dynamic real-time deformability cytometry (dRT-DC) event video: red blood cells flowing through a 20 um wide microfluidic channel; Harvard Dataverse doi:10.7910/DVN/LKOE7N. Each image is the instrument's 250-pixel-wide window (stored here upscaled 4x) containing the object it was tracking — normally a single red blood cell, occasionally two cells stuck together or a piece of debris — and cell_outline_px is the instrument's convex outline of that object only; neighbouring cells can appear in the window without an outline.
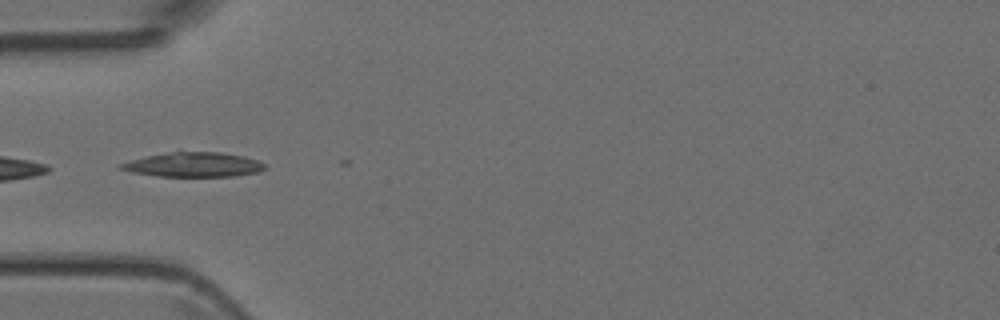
{"species": "Egyptian fruit bat (a non-hibernating species)", "species_latin": "Rousettus aegyptiacus", "temperature_condition": "room temperature", "stored_images_in_passage": 6, "camera_frame_rate_fps": 3000, "um_per_image_px": 0.085, "animal": {"sex": "female"}, "frame": {"image": 1, "passage_image": 5, "time_ms": 4.667, "image_size_px": [1000, 320], "cell_outline_px": [[264, 168], [260, 172], [236, 176], [156, 176], [132, 172], [116, 168], [120, 164], [132, 160], [148, 156], [168, 152], [220, 152], [244, 156], [256, 160], [264, 164]], "centroid_in_image_um": [16.45, 14.0], "position_along_channel_um": 68.5, "area_um2": 20.4}}
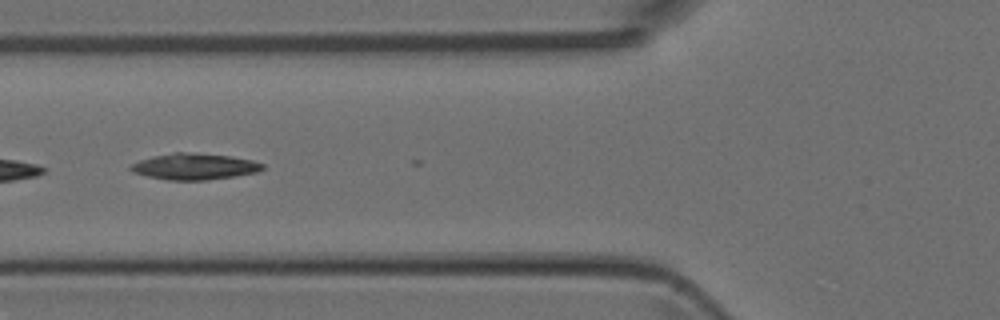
{"frame": {"image": 2, "passage_image": 6, "time_ms": 5.667, "image_size_px": [1000, 320], "cell_outline_px": [[264, 168], [256, 172], [236, 176], [208, 180], [168, 180], [148, 176], [132, 172], [128, 168], [132, 164], [140, 160], [152, 156], [176, 152], [184, 152], [232, 156], [252, 160], [264, 164]], "centroid_in_image_um": [16.53, 14.15], "position_along_channel_um": 109.3, "area_um2": 20.11}}